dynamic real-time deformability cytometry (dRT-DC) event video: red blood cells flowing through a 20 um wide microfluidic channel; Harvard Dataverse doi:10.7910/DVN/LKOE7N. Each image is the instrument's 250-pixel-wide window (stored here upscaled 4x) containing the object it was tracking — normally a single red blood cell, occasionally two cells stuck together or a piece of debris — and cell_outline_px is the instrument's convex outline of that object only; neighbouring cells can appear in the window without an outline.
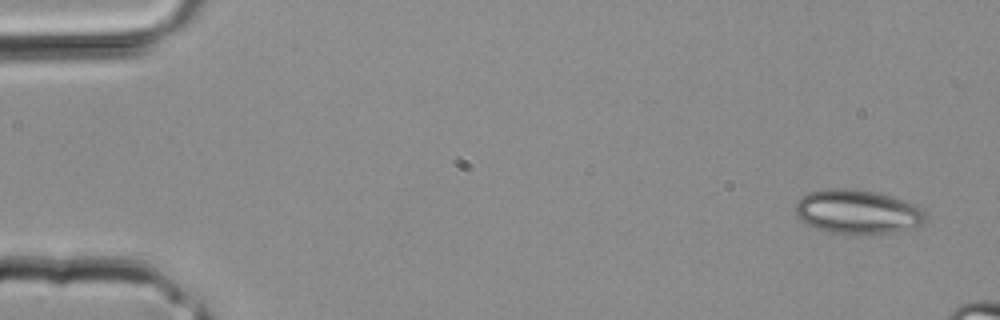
{"species": "common noctule bat (a hibernating species)", "species_latin": "Nyctalus noctula", "temperature_condition": "room temperature", "stored_images_in_passage": 3, "segment_of_instrument_passage": [2, 2], "camera_frame_rate_fps": 3000, "um_per_image_px": 0.085, "animal": {"sex": "male", "body_mass_g": 20.4}, "frame": {"image": 1, "passage_image": 3, "time_ms": 0.667, "image_size_px": [1000, 320], "cell_outline_px": [[928, 216], [924, 224], [892, 232], [856, 236], [852, 236], [832, 232], [808, 224], [796, 216], [796, 200], [800, 196], [808, 192], [828, 188], [844, 188], [872, 192], [888, 196], [916, 204]], "centroid_in_image_um": [72.88, 18.02], "position_along_channel_um": 12.1, "area_um2": 33.52}}